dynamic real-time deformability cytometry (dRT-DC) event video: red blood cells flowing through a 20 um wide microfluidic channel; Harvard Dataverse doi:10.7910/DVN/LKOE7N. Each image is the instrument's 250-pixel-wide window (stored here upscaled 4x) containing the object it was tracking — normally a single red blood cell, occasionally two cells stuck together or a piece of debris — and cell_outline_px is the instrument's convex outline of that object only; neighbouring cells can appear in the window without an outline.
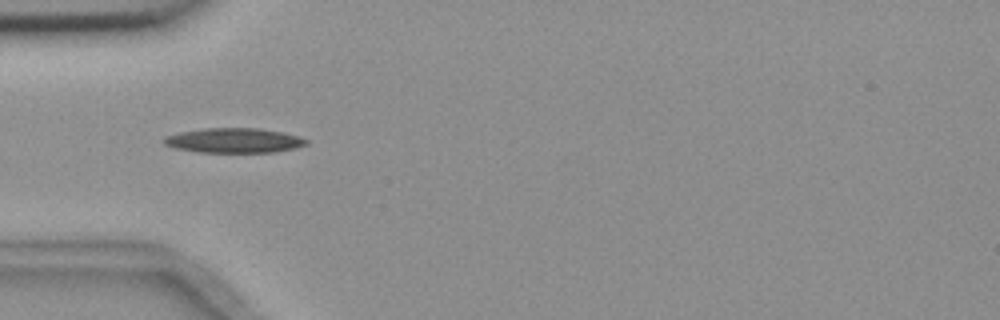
{"species": "common noctule bat (a hibernating species)", "species_latin": "Nyctalus noctula", "temperature_condition": "room temperature", "stored_images_in_passage": 6, "camera_frame_rate_fps": 3000, "um_per_image_px": 0.085, "animal": {"sex": "female", "body_mass_g": 18.4}, "frame": {"image": 1, "passage_image": 4, "time_ms": 3.333, "image_size_px": [1000, 320], "cell_outline_px": [[308, 144], [276, 152], [196, 152], [176, 148], [164, 144], [160, 140], [164, 136], [180, 132], [204, 128], [260, 128], [284, 132], [300, 136], [308, 140]], "centroid_in_image_um": [19.87, 11.93], "position_along_channel_um": 65.1, "area_um2": 20.69}}
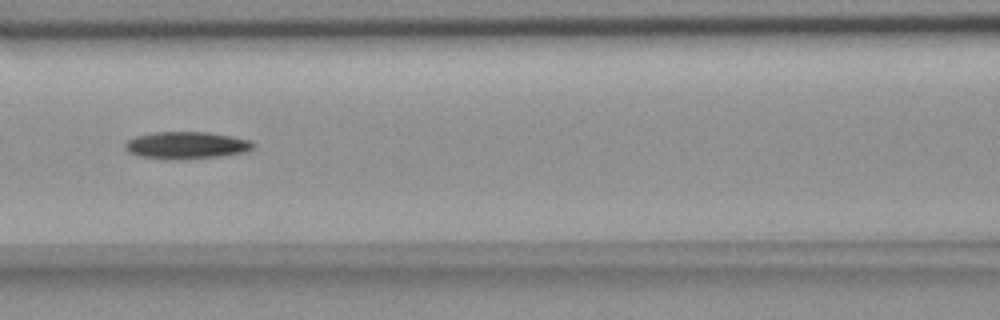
{"frame": {"image": 2, "passage_image": 6, "time_ms": 5.667, "image_size_px": [1000, 320], "cell_outline_px": [[256, 144], [248, 152], [216, 156], [140, 156], [128, 152], [124, 148], [124, 144], [128, 140], [136, 136], [152, 132], [208, 132], [232, 136], [248, 140]], "centroid_in_image_um": [15.87, 12.28], "position_along_channel_um": 150.7, "area_um2": 19.13}}